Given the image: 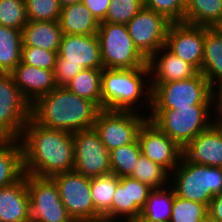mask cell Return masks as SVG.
Returning <instances> with one entry per match:
<instances>
[{
  "instance_id": "obj_1",
  "label": "cell",
  "mask_w": 222,
  "mask_h": 222,
  "mask_svg": "<svg viewBox=\"0 0 222 222\" xmlns=\"http://www.w3.org/2000/svg\"><path fill=\"white\" fill-rule=\"evenodd\" d=\"M19 140L24 174L51 177L74 169L72 133L43 127L30 118Z\"/></svg>"
},
{
  "instance_id": "obj_2",
  "label": "cell",
  "mask_w": 222,
  "mask_h": 222,
  "mask_svg": "<svg viewBox=\"0 0 222 222\" xmlns=\"http://www.w3.org/2000/svg\"><path fill=\"white\" fill-rule=\"evenodd\" d=\"M100 110L93 101L57 86L31 105V118L43 127L73 134L93 128Z\"/></svg>"
},
{
  "instance_id": "obj_3",
  "label": "cell",
  "mask_w": 222,
  "mask_h": 222,
  "mask_svg": "<svg viewBox=\"0 0 222 222\" xmlns=\"http://www.w3.org/2000/svg\"><path fill=\"white\" fill-rule=\"evenodd\" d=\"M149 79L148 65L132 69L103 68L101 109L139 112L148 106V113L145 114L148 116L151 109Z\"/></svg>"
},
{
  "instance_id": "obj_4",
  "label": "cell",
  "mask_w": 222,
  "mask_h": 222,
  "mask_svg": "<svg viewBox=\"0 0 222 222\" xmlns=\"http://www.w3.org/2000/svg\"><path fill=\"white\" fill-rule=\"evenodd\" d=\"M84 69H103L97 34H63L54 68L56 85L65 87Z\"/></svg>"
},
{
  "instance_id": "obj_5",
  "label": "cell",
  "mask_w": 222,
  "mask_h": 222,
  "mask_svg": "<svg viewBox=\"0 0 222 222\" xmlns=\"http://www.w3.org/2000/svg\"><path fill=\"white\" fill-rule=\"evenodd\" d=\"M170 181L176 196L209 207L212 198L222 194V167L196 164L182 156L170 173Z\"/></svg>"
},
{
  "instance_id": "obj_6",
  "label": "cell",
  "mask_w": 222,
  "mask_h": 222,
  "mask_svg": "<svg viewBox=\"0 0 222 222\" xmlns=\"http://www.w3.org/2000/svg\"><path fill=\"white\" fill-rule=\"evenodd\" d=\"M212 111L214 105L150 110L148 119L183 149L196 135L214 123Z\"/></svg>"
},
{
  "instance_id": "obj_7",
  "label": "cell",
  "mask_w": 222,
  "mask_h": 222,
  "mask_svg": "<svg viewBox=\"0 0 222 222\" xmlns=\"http://www.w3.org/2000/svg\"><path fill=\"white\" fill-rule=\"evenodd\" d=\"M150 88V110H169L191 105H214V87L200 72L185 80L150 83Z\"/></svg>"
},
{
  "instance_id": "obj_8",
  "label": "cell",
  "mask_w": 222,
  "mask_h": 222,
  "mask_svg": "<svg viewBox=\"0 0 222 222\" xmlns=\"http://www.w3.org/2000/svg\"><path fill=\"white\" fill-rule=\"evenodd\" d=\"M97 36L103 68L132 69L148 65L128 34L127 25L100 22Z\"/></svg>"
},
{
  "instance_id": "obj_9",
  "label": "cell",
  "mask_w": 222,
  "mask_h": 222,
  "mask_svg": "<svg viewBox=\"0 0 222 222\" xmlns=\"http://www.w3.org/2000/svg\"><path fill=\"white\" fill-rule=\"evenodd\" d=\"M141 112L101 109L94 123L105 148L110 152L136 142L148 116Z\"/></svg>"
},
{
  "instance_id": "obj_10",
  "label": "cell",
  "mask_w": 222,
  "mask_h": 222,
  "mask_svg": "<svg viewBox=\"0 0 222 222\" xmlns=\"http://www.w3.org/2000/svg\"><path fill=\"white\" fill-rule=\"evenodd\" d=\"M62 203L74 222H96V209L91 197V178L72 170L50 177Z\"/></svg>"
},
{
  "instance_id": "obj_11",
  "label": "cell",
  "mask_w": 222,
  "mask_h": 222,
  "mask_svg": "<svg viewBox=\"0 0 222 222\" xmlns=\"http://www.w3.org/2000/svg\"><path fill=\"white\" fill-rule=\"evenodd\" d=\"M27 189L32 221L74 222L62 203L56 184L50 177L27 174Z\"/></svg>"
},
{
  "instance_id": "obj_12",
  "label": "cell",
  "mask_w": 222,
  "mask_h": 222,
  "mask_svg": "<svg viewBox=\"0 0 222 222\" xmlns=\"http://www.w3.org/2000/svg\"><path fill=\"white\" fill-rule=\"evenodd\" d=\"M74 171L88 178L111 173L110 152L95 128L73 133Z\"/></svg>"
},
{
  "instance_id": "obj_13",
  "label": "cell",
  "mask_w": 222,
  "mask_h": 222,
  "mask_svg": "<svg viewBox=\"0 0 222 222\" xmlns=\"http://www.w3.org/2000/svg\"><path fill=\"white\" fill-rule=\"evenodd\" d=\"M31 118V104L23 97L10 73H0V129L19 139Z\"/></svg>"
},
{
  "instance_id": "obj_14",
  "label": "cell",
  "mask_w": 222,
  "mask_h": 222,
  "mask_svg": "<svg viewBox=\"0 0 222 222\" xmlns=\"http://www.w3.org/2000/svg\"><path fill=\"white\" fill-rule=\"evenodd\" d=\"M171 23L164 15L143 7L126 25L134 45L148 60L166 45Z\"/></svg>"
},
{
  "instance_id": "obj_15",
  "label": "cell",
  "mask_w": 222,
  "mask_h": 222,
  "mask_svg": "<svg viewBox=\"0 0 222 222\" xmlns=\"http://www.w3.org/2000/svg\"><path fill=\"white\" fill-rule=\"evenodd\" d=\"M141 153L171 173L180 163L183 149L149 119L138 134Z\"/></svg>"
},
{
  "instance_id": "obj_16",
  "label": "cell",
  "mask_w": 222,
  "mask_h": 222,
  "mask_svg": "<svg viewBox=\"0 0 222 222\" xmlns=\"http://www.w3.org/2000/svg\"><path fill=\"white\" fill-rule=\"evenodd\" d=\"M205 40V26L183 22L171 23L166 37V47L176 56L201 71Z\"/></svg>"
},
{
  "instance_id": "obj_17",
  "label": "cell",
  "mask_w": 222,
  "mask_h": 222,
  "mask_svg": "<svg viewBox=\"0 0 222 222\" xmlns=\"http://www.w3.org/2000/svg\"><path fill=\"white\" fill-rule=\"evenodd\" d=\"M152 190L148 185L131 177L119 178L113 195L111 222H127L137 219Z\"/></svg>"
},
{
  "instance_id": "obj_18",
  "label": "cell",
  "mask_w": 222,
  "mask_h": 222,
  "mask_svg": "<svg viewBox=\"0 0 222 222\" xmlns=\"http://www.w3.org/2000/svg\"><path fill=\"white\" fill-rule=\"evenodd\" d=\"M183 156L200 165L222 167V132L213 123L196 135L184 148Z\"/></svg>"
},
{
  "instance_id": "obj_19",
  "label": "cell",
  "mask_w": 222,
  "mask_h": 222,
  "mask_svg": "<svg viewBox=\"0 0 222 222\" xmlns=\"http://www.w3.org/2000/svg\"><path fill=\"white\" fill-rule=\"evenodd\" d=\"M23 97L32 105L57 87L54 71L36 68L22 61L10 72Z\"/></svg>"
},
{
  "instance_id": "obj_20",
  "label": "cell",
  "mask_w": 222,
  "mask_h": 222,
  "mask_svg": "<svg viewBox=\"0 0 222 222\" xmlns=\"http://www.w3.org/2000/svg\"><path fill=\"white\" fill-rule=\"evenodd\" d=\"M150 83H166L185 80L198 71L189 63L173 54L166 46L161 47L148 59Z\"/></svg>"
},
{
  "instance_id": "obj_21",
  "label": "cell",
  "mask_w": 222,
  "mask_h": 222,
  "mask_svg": "<svg viewBox=\"0 0 222 222\" xmlns=\"http://www.w3.org/2000/svg\"><path fill=\"white\" fill-rule=\"evenodd\" d=\"M30 218V196L27 174L15 183L0 188V222H27Z\"/></svg>"
},
{
  "instance_id": "obj_22",
  "label": "cell",
  "mask_w": 222,
  "mask_h": 222,
  "mask_svg": "<svg viewBox=\"0 0 222 222\" xmlns=\"http://www.w3.org/2000/svg\"><path fill=\"white\" fill-rule=\"evenodd\" d=\"M21 35L22 47L58 51L63 33L58 21H28Z\"/></svg>"
},
{
  "instance_id": "obj_23",
  "label": "cell",
  "mask_w": 222,
  "mask_h": 222,
  "mask_svg": "<svg viewBox=\"0 0 222 222\" xmlns=\"http://www.w3.org/2000/svg\"><path fill=\"white\" fill-rule=\"evenodd\" d=\"M200 73L215 87L222 83V31L205 27L204 53Z\"/></svg>"
},
{
  "instance_id": "obj_24",
  "label": "cell",
  "mask_w": 222,
  "mask_h": 222,
  "mask_svg": "<svg viewBox=\"0 0 222 222\" xmlns=\"http://www.w3.org/2000/svg\"><path fill=\"white\" fill-rule=\"evenodd\" d=\"M58 22L62 33L70 35H96L100 23L82 2L63 7Z\"/></svg>"
},
{
  "instance_id": "obj_25",
  "label": "cell",
  "mask_w": 222,
  "mask_h": 222,
  "mask_svg": "<svg viewBox=\"0 0 222 222\" xmlns=\"http://www.w3.org/2000/svg\"><path fill=\"white\" fill-rule=\"evenodd\" d=\"M24 175L22 146L10 138L0 145V188L9 186Z\"/></svg>"
},
{
  "instance_id": "obj_26",
  "label": "cell",
  "mask_w": 222,
  "mask_h": 222,
  "mask_svg": "<svg viewBox=\"0 0 222 222\" xmlns=\"http://www.w3.org/2000/svg\"><path fill=\"white\" fill-rule=\"evenodd\" d=\"M119 183V177L110 173L91 178V197L96 209V222H111L113 195Z\"/></svg>"
},
{
  "instance_id": "obj_27",
  "label": "cell",
  "mask_w": 222,
  "mask_h": 222,
  "mask_svg": "<svg viewBox=\"0 0 222 222\" xmlns=\"http://www.w3.org/2000/svg\"><path fill=\"white\" fill-rule=\"evenodd\" d=\"M222 21V0H188L185 3L183 23L217 27Z\"/></svg>"
},
{
  "instance_id": "obj_28",
  "label": "cell",
  "mask_w": 222,
  "mask_h": 222,
  "mask_svg": "<svg viewBox=\"0 0 222 222\" xmlns=\"http://www.w3.org/2000/svg\"><path fill=\"white\" fill-rule=\"evenodd\" d=\"M174 195L175 191L170 185L162 189H153L138 218L154 222H169Z\"/></svg>"
},
{
  "instance_id": "obj_29",
  "label": "cell",
  "mask_w": 222,
  "mask_h": 222,
  "mask_svg": "<svg viewBox=\"0 0 222 222\" xmlns=\"http://www.w3.org/2000/svg\"><path fill=\"white\" fill-rule=\"evenodd\" d=\"M22 55L21 31L0 25V73H10Z\"/></svg>"
},
{
  "instance_id": "obj_30",
  "label": "cell",
  "mask_w": 222,
  "mask_h": 222,
  "mask_svg": "<svg viewBox=\"0 0 222 222\" xmlns=\"http://www.w3.org/2000/svg\"><path fill=\"white\" fill-rule=\"evenodd\" d=\"M103 69H84L65 87L79 97L93 101L101 109Z\"/></svg>"
},
{
  "instance_id": "obj_31",
  "label": "cell",
  "mask_w": 222,
  "mask_h": 222,
  "mask_svg": "<svg viewBox=\"0 0 222 222\" xmlns=\"http://www.w3.org/2000/svg\"><path fill=\"white\" fill-rule=\"evenodd\" d=\"M129 177L143 182L152 189H162L170 185V173L142 153Z\"/></svg>"
},
{
  "instance_id": "obj_32",
  "label": "cell",
  "mask_w": 222,
  "mask_h": 222,
  "mask_svg": "<svg viewBox=\"0 0 222 222\" xmlns=\"http://www.w3.org/2000/svg\"><path fill=\"white\" fill-rule=\"evenodd\" d=\"M141 154L138 140L110 151L111 173L121 177H129Z\"/></svg>"
},
{
  "instance_id": "obj_33",
  "label": "cell",
  "mask_w": 222,
  "mask_h": 222,
  "mask_svg": "<svg viewBox=\"0 0 222 222\" xmlns=\"http://www.w3.org/2000/svg\"><path fill=\"white\" fill-rule=\"evenodd\" d=\"M208 215V206L174 195L169 222H200Z\"/></svg>"
},
{
  "instance_id": "obj_34",
  "label": "cell",
  "mask_w": 222,
  "mask_h": 222,
  "mask_svg": "<svg viewBox=\"0 0 222 222\" xmlns=\"http://www.w3.org/2000/svg\"><path fill=\"white\" fill-rule=\"evenodd\" d=\"M27 23L25 0H0V25L21 31Z\"/></svg>"
},
{
  "instance_id": "obj_35",
  "label": "cell",
  "mask_w": 222,
  "mask_h": 222,
  "mask_svg": "<svg viewBox=\"0 0 222 222\" xmlns=\"http://www.w3.org/2000/svg\"><path fill=\"white\" fill-rule=\"evenodd\" d=\"M143 7V0H111L102 22L126 25Z\"/></svg>"
},
{
  "instance_id": "obj_36",
  "label": "cell",
  "mask_w": 222,
  "mask_h": 222,
  "mask_svg": "<svg viewBox=\"0 0 222 222\" xmlns=\"http://www.w3.org/2000/svg\"><path fill=\"white\" fill-rule=\"evenodd\" d=\"M28 21H59L62 7L57 0H25Z\"/></svg>"
},
{
  "instance_id": "obj_37",
  "label": "cell",
  "mask_w": 222,
  "mask_h": 222,
  "mask_svg": "<svg viewBox=\"0 0 222 222\" xmlns=\"http://www.w3.org/2000/svg\"><path fill=\"white\" fill-rule=\"evenodd\" d=\"M58 51H49L37 47H22L21 61L36 68L54 71Z\"/></svg>"
},
{
  "instance_id": "obj_38",
  "label": "cell",
  "mask_w": 222,
  "mask_h": 222,
  "mask_svg": "<svg viewBox=\"0 0 222 222\" xmlns=\"http://www.w3.org/2000/svg\"><path fill=\"white\" fill-rule=\"evenodd\" d=\"M144 7L164 15L170 22H183L185 3L182 0H143Z\"/></svg>"
},
{
  "instance_id": "obj_39",
  "label": "cell",
  "mask_w": 222,
  "mask_h": 222,
  "mask_svg": "<svg viewBox=\"0 0 222 222\" xmlns=\"http://www.w3.org/2000/svg\"><path fill=\"white\" fill-rule=\"evenodd\" d=\"M110 1L111 0H82V3L99 22H102L105 20Z\"/></svg>"
},
{
  "instance_id": "obj_40",
  "label": "cell",
  "mask_w": 222,
  "mask_h": 222,
  "mask_svg": "<svg viewBox=\"0 0 222 222\" xmlns=\"http://www.w3.org/2000/svg\"><path fill=\"white\" fill-rule=\"evenodd\" d=\"M208 215L215 222H222V194L212 198L208 207Z\"/></svg>"
},
{
  "instance_id": "obj_41",
  "label": "cell",
  "mask_w": 222,
  "mask_h": 222,
  "mask_svg": "<svg viewBox=\"0 0 222 222\" xmlns=\"http://www.w3.org/2000/svg\"><path fill=\"white\" fill-rule=\"evenodd\" d=\"M213 99H214V121H222V83L214 87Z\"/></svg>"
},
{
  "instance_id": "obj_42",
  "label": "cell",
  "mask_w": 222,
  "mask_h": 222,
  "mask_svg": "<svg viewBox=\"0 0 222 222\" xmlns=\"http://www.w3.org/2000/svg\"><path fill=\"white\" fill-rule=\"evenodd\" d=\"M61 7H65V6H70V5H73V4H78V3H81L82 0H57Z\"/></svg>"
},
{
  "instance_id": "obj_43",
  "label": "cell",
  "mask_w": 222,
  "mask_h": 222,
  "mask_svg": "<svg viewBox=\"0 0 222 222\" xmlns=\"http://www.w3.org/2000/svg\"><path fill=\"white\" fill-rule=\"evenodd\" d=\"M127 222H154V221H149V220H147L145 218H137L135 220H129Z\"/></svg>"
},
{
  "instance_id": "obj_44",
  "label": "cell",
  "mask_w": 222,
  "mask_h": 222,
  "mask_svg": "<svg viewBox=\"0 0 222 222\" xmlns=\"http://www.w3.org/2000/svg\"><path fill=\"white\" fill-rule=\"evenodd\" d=\"M10 139L7 135H0V145Z\"/></svg>"
},
{
  "instance_id": "obj_45",
  "label": "cell",
  "mask_w": 222,
  "mask_h": 222,
  "mask_svg": "<svg viewBox=\"0 0 222 222\" xmlns=\"http://www.w3.org/2000/svg\"><path fill=\"white\" fill-rule=\"evenodd\" d=\"M200 222H215L209 215H207L204 219L200 220Z\"/></svg>"
},
{
  "instance_id": "obj_46",
  "label": "cell",
  "mask_w": 222,
  "mask_h": 222,
  "mask_svg": "<svg viewBox=\"0 0 222 222\" xmlns=\"http://www.w3.org/2000/svg\"><path fill=\"white\" fill-rule=\"evenodd\" d=\"M214 123L219 127L220 131L222 132V121H214Z\"/></svg>"
},
{
  "instance_id": "obj_47",
  "label": "cell",
  "mask_w": 222,
  "mask_h": 222,
  "mask_svg": "<svg viewBox=\"0 0 222 222\" xmlns=\"http://www.w3.org/2000/svg\"><path fill=\"white\" fill-rule=\"evenodd\" d=\"M217 28L222 31V21L218 24Z\"/></svg>"
},
{
  "instance_id": "obj_48",
  "label": "cell",
  "mask_w": 222,
  "mask_h": 222,
  "mask_svg": "<svg viewBox=\"0 0 222 222\" xmlns=\"http://www.w3.org/2000/svg\"><path fill=\"white\" fill-rule=\"evenodd\" d=\"M0 135H6V134L0 129Z\"/></svg>"
}]
</instances>
